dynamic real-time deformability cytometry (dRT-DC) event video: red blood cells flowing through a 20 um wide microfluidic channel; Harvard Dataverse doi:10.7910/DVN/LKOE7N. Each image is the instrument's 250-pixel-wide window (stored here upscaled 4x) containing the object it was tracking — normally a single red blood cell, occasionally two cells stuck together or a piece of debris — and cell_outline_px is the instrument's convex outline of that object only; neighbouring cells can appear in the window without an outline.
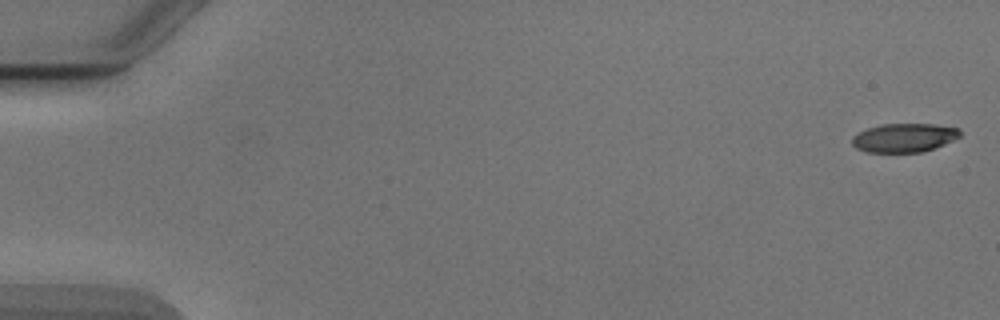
{"species": "Egyptian fruit bat (a non-hibernating species)", "species_latin": "Rousettus aegyptiacus", "temperature_condition": "cold", "stored_images_in_passage": 53, "camera_frame_rate_fps": 3000, "um_per_image_px": 0.085, "animal": {"sex": "male"}, "frame": {"image": 1, "passage_image": 1, "time_ms": 0.0, "image_size_px": [1000, 320], "cell_outline_px": [[960, 136], [936, 148], [920, 152], [868, 152], [856, 148], [852, 144], [852, 136], [868, 128], [884, 124], [932, 124], [960, 128]], "centroid_in_image_um": [76.86, 11.71], "position_along_channel_um": 8.1, "area_um2": 17.98}}
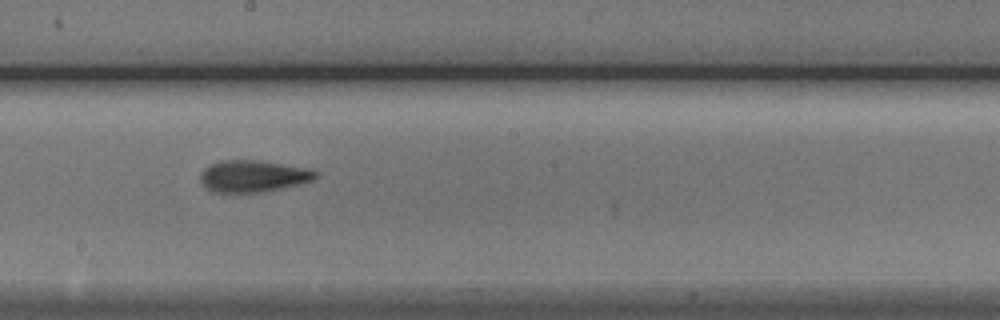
{"frame": {"image": 2, "passage_image": 30, "time_ms": 9.667, "image_size_px": [1000, 320], "cell_outline_px": [[316, 176], [312, 180], [296, 184], [260, 192], [212, 192], [200, 180], [200, 172], [204, 168], [220, 160], [260, 160], [308, 168], [316, 172]], "centroid_in_image_um": [21.46, 14.95], "position_along_channel_um": 226.7, "area_um2": 20.98}}
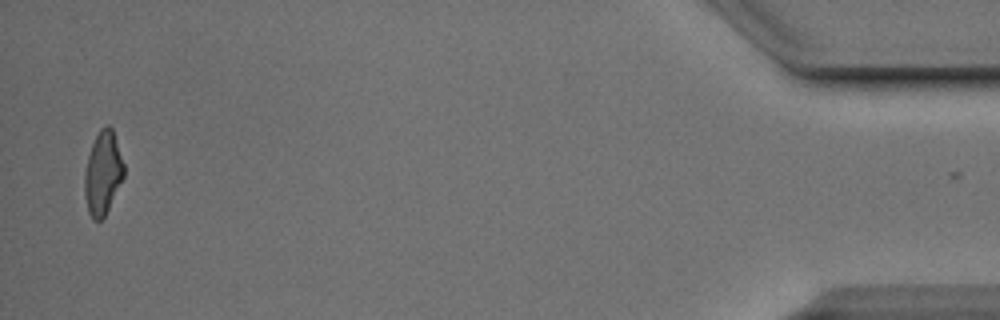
{"frame": {"image": 3, "passage_image": 52, "time_ms": 17.0, "image_size_px": [1000, 320], "cell_outline_px": [[124, 176], [104, 216], [100, 220], [92, 220], [88, 212], [84, 192], [84, 172], [88, 156], [92, 144], [100, 128], [108, 124], [112, 128], [124, 164]], "centroid_in_image_um": [8.73, 14.7], "position_along_channel_um": 426.5, "area_um2": 18.9}, "authors_computed_cell_mechanics": {"area_um2": 19.9988, "velocity_mm_per_s": 3.8895, "shape_relaxation_time_tau1_ms": 3.2214, "shape_relaxation_time_tau2_ms": 2.5729, "deformation_change_tau1": 0.1633, "deformation_change_tau2": 0.1156}}